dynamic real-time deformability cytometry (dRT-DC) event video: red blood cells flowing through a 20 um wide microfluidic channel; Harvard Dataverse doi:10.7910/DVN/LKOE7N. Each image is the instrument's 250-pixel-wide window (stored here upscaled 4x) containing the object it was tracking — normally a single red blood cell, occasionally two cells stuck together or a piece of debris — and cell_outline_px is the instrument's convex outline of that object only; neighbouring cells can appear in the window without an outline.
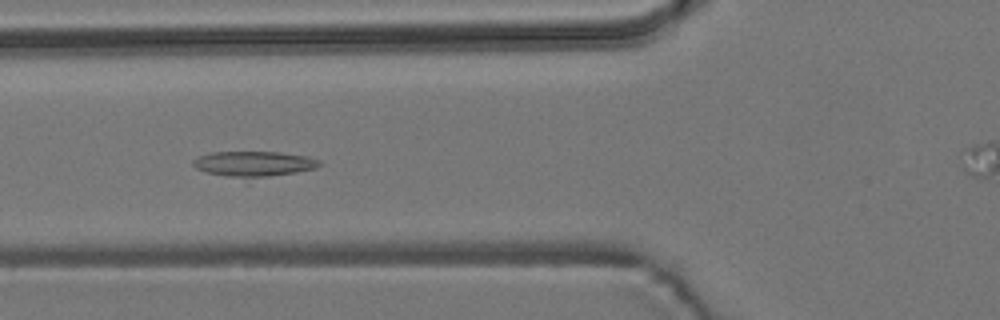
{"species": "common noctule bat (a hibernating species)", "species_latin": "Nyctalus noctula", "temperature_condition": "room temperature", "stored_images_in_passage": 9, "camera_frame_rate_fps": 3000, "um_per_image_px": 0.085, "animal": {"sex": "male", "body_mass_g": 19.2, "forearm_length_mm": 51.8}, "frame": {"image": 1, "passage_image": 4, "time_ms": 4.333, "image_size_px": [1000, 320], "cell_outline_px": [[320, 164], [316, 168], [296, 172], [268, 176], [228, 176], [208, 172], [196, 168], [192, 164], [192, 160], [200, 156], [212, 152], [280, 152], [308, 156], [320, 160]], "centroid_in_image_um": [21.6, 13.89], "position_along_channel_um": 104.2, "area_um2": 18.09}}
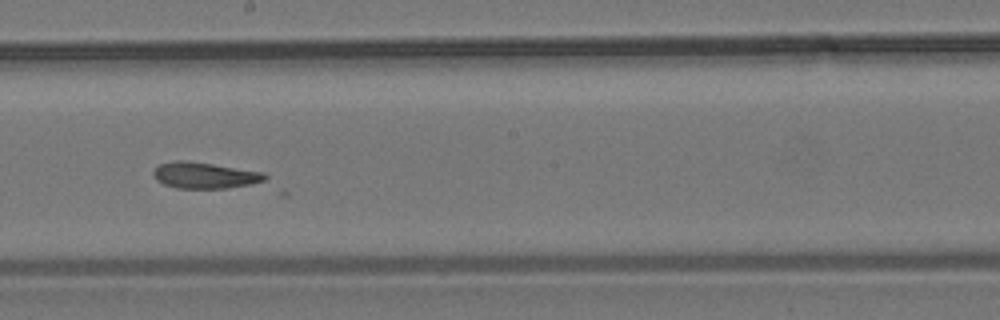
{"frame": {"image": 2, "passage_image": 7, "time_ms": 7.667, "image_size_px": [1000, 320], "cell_outline_px": [[268, 176], [264, 180], [252, 184], [228, 188], [176, 188], [164, 184], [156, 180], [152, 172], [160, 164], [176, 160], [188, 160], [264, 172]], "centroid_in_image_um": [17.4, 14.9], "position_along_channel_um": 230.8, "area_um2": 17.05}}
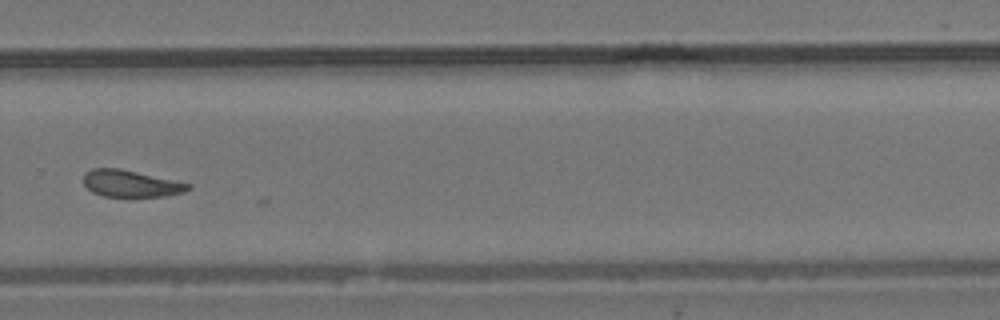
{"frame": {"image": 3, "passage_image": 9, "time_ms": 10.0, "image_size_px": [1000, 320], "cell_outline_px": [[192, 188], [184, 192], [164, 196], [104, 196], [92, 192], [84, 184], [84, 172], [92, 168], [120, 168], [192, 184]], "centroid_in_image_um": [11.12, 15.59], "position_along_channel_um": 318.7, "area_um2": 16.3}}